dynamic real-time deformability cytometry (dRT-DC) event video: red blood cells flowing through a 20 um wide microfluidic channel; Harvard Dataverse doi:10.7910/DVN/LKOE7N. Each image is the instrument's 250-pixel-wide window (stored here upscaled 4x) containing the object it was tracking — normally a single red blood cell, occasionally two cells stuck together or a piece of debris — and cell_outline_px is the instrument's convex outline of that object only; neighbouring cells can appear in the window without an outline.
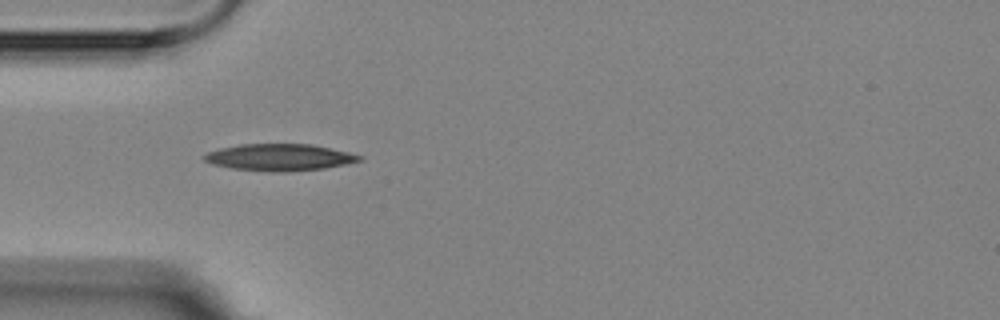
{"species": "Egyptian fruit bat (a non-hibernating species)", "species_latin": "Rousettus aegyptiacus", "temperature_condition": "room temperature", "stored_images_in_passage": 5, "camera_frame_rate_fps": 3000, "um_per_image_px": 0.085, "animal": {"sex": "female"}, "frame": {"image": 1, "passage_image": 4, "time_ms": 3.333, "image_size_px": [1000, 320], "cell_outline_px": [[364, 160], [324, 168], [288, 172], [272, 172], [232, 168], [212, 164], [204, 160], [200, 156], [208, 152], [220, 148], [240, 144], [312, 144], [348, 152], [364, 156]], "centroid_in_image_um": [23.75, 13.37], "position_along_channel_um": 61.2, "area_um2": 24.33}}
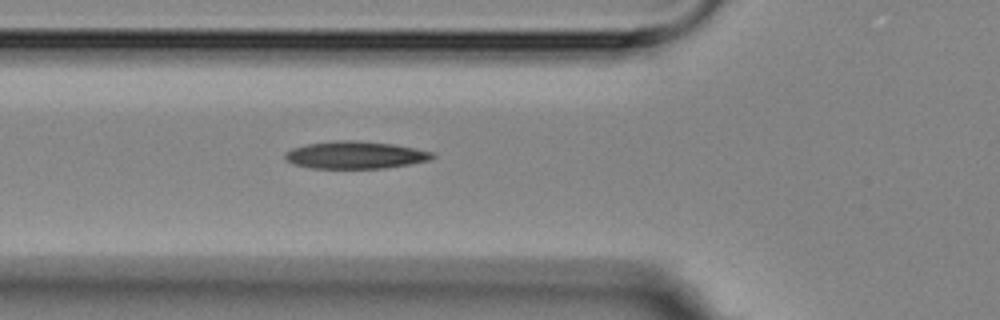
{"frame": {"image": 2, "passage_image": 5, "time_ms": 4.333, "image_size_px": [1000, 320], "cell_outline_px": [[436, 156], [428, 160], [408, 164], [384, 168], [312, 168], [292, 164], [284, 156], [284, 152], [292, 148], [308, 144], [336, 140], [356, 140], [392, 144], [432, 152]], "centroid_in_image_um": [30.15, 13.17], "position_along_channel_um": 95.6, "area_um2": 23.29}}